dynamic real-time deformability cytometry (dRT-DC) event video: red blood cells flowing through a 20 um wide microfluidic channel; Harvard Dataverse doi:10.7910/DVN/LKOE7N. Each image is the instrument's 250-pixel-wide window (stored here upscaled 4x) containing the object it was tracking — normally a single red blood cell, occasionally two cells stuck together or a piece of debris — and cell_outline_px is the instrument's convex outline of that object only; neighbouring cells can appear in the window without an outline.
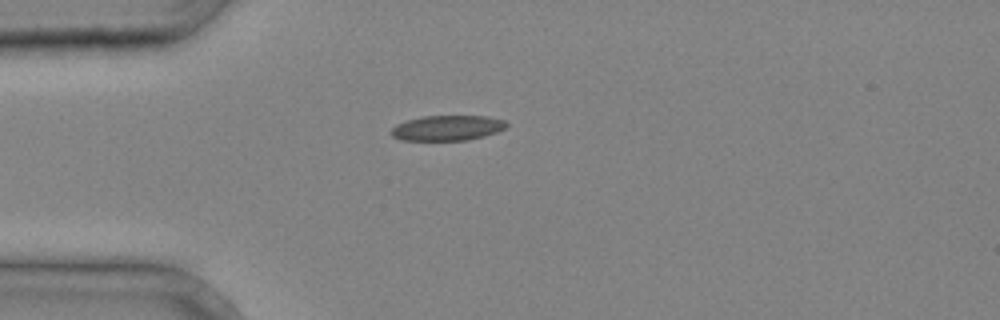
{"species": "common noctule bat (a hibernating species)", "species_latin": "Nyctalus noctula", "temperature_condition": "cold", "stored_images_in_passage": 2, "camera_frame_rate_fps": 3000, "um_per_image_px": 0.085, "animal": {"sex": "male", "body_mass_g": 20.4}, "frame": {"image": 1, "passage_image": 2, "time_ms": 0.333, "image_size_px": [1000, 320], "cell_outline_px": [[508, 124], [504, 128], [496, 132], [484, 136], [468, 140], [400, 140], [392, 136], [388, 132], [396, 124], [408, 120], [424, 116], [488, 116], [504, 120]], "centroid_in_image_um": [37.99, 10.88], "position_along_channel_um": 47.0, "area_um2": 16.94}}